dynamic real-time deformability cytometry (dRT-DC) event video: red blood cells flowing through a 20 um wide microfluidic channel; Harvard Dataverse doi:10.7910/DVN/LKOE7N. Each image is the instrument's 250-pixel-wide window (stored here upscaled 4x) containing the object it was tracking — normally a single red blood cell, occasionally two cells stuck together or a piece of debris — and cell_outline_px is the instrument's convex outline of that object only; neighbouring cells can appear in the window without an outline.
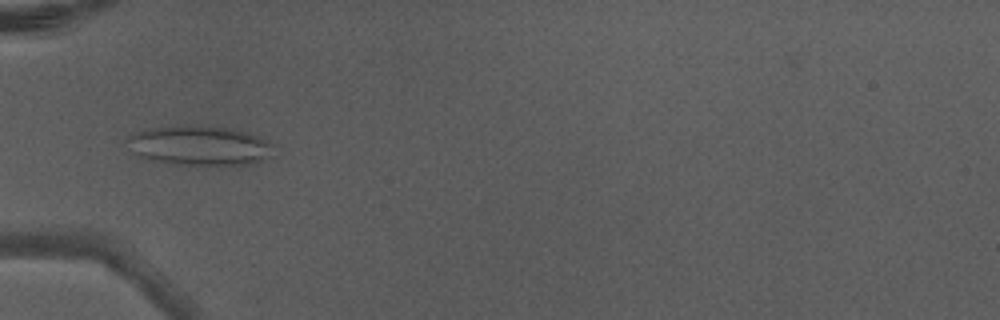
{"species": "Egyptian fruit bat (a non-hibernating species)", "species_latin": "Rousettus aegyptiacus", "temperature_condition": "warm", "stored_images_in_passage": 5, "camera_frame_rate_fps": 3000, "um_per_image_px": 0.085, "animal": {"sex": "male"}, "frame": {"image": 1, "passage_image": 4, "time_ms": 1.0, "image_size_px": [1000, 320], "cell_outline_px": [[276, 156], [252, 164], [208, 168], [176, 164], [140, 156], [132, 152], [128, 140], [128, 136], [136, 132], [148, 128], [184, 124], [200, 124], [232, 128], [248, 132], [276, 144]], "centroid_in_image_um": [17.11, 12.39], "position_along_channel_um": 67.9, "area_um2": 35.43}}